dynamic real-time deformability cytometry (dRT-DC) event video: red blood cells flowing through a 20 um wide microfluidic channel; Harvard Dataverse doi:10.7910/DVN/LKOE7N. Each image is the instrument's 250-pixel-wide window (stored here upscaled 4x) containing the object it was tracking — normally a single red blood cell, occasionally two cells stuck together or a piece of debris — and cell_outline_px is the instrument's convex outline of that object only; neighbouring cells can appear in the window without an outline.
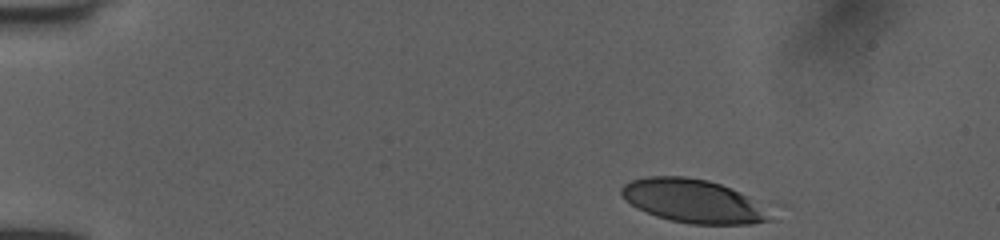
{"species": "human", "species_latin": "Homo sapiens", "temperature_condition": "room temperature", "stored_images_in_passage": 39, "camera_frame_rate_fps": 3000, "um_per_image_px": 0.085, "donor": {"sex": "female"}, "frame": {"image": 1, "passage_image": 1, "time_ms": 0.0, "image_size_px": [1000, 240], "cell_outline_px": [[776, 220], [752, 224], [688, 224], [656, 216], [636, 208], [620, 192], [620, 188], [624, 184], [632, 180], [648, 176], [684, 176], [708, 180], [732, 188], [748, 196]], "centroid_in_image_um": [58.91, 17.09], "position_along_channel_um": 26.1, "area_um2": 37.4}}
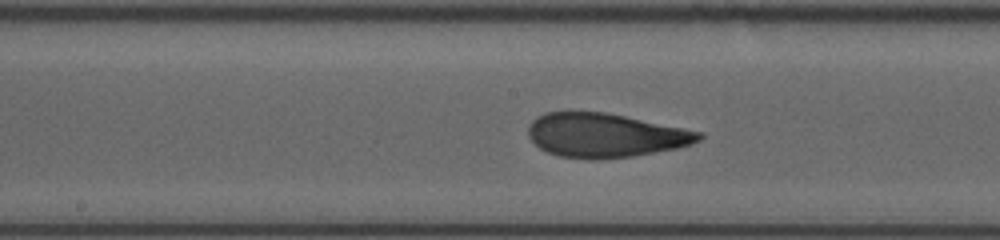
{"frame": {"image": 2, "passage_image": 21, "time_ms": 6.667, "image_size_px": [1000, 240], "cell_outline_px": [[704, 136], [700, 140], [692, 144], [676, 148], [632, 156], [600, 160], [588, 160], [560, 156], [548, 152], [540, 148], [528, 136], [528, 124], [536, 116], [544, 112], [568, 108], [604, 112], [704, 132]], "centroid_in_image_um": [51.37, 11.46], "position_along_channel_um": 196.8, "area_um2": 44.74}}
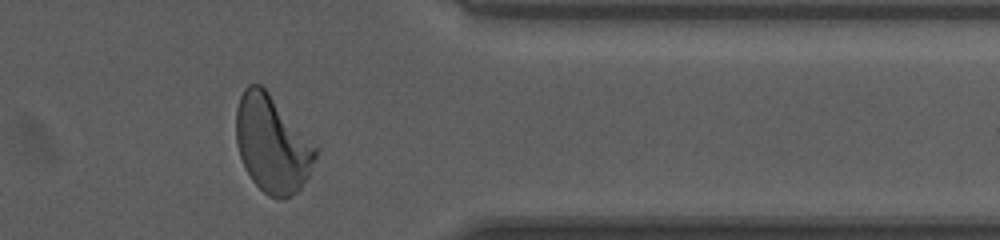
{"frame": {"image": 3, "passage_image": 36, "time_ms": 11.667, "image_size_px": [1000, 240], "cell_outline_px": [[320, 148], [308, 176], [300, 188], [296, 192], [280, 200], [268, 196], [252, 180], [244, 168], [236, 144], [236, 108], [240, 96], [244, 88], [248, 84], [260, 84], [268, 92]], "centroid_in_image_um": [23.14, 12.24], "position_along_channel_um": 388.3, "area_um2": 45.14}, "authors_computed_cell_mechanics": {"area_um2": 43.639, "velocity_mm_per_s": 4.0205, "shape_relaxation_time_tau1_ms": 5.2054, "shape_relaxation_time_tau2_ms": 0.96, "deformation_change_tau1": 0.2282, "deformation_change_tau2": 0.0895}}